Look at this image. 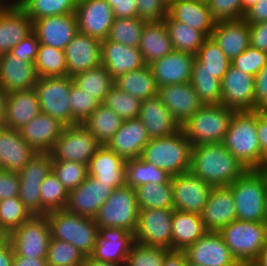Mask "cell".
Listing matches in <instances>:
<instances>
[{
  "label": "cell",
  "mask_w": 267,
  "mask_h": 266,
  "mask_svg": "<svg viewBox=\"0 0 267 266\" xmlns=\"http://www.w3.org/2000/svg\"><path fill=\"white\" fill-rule=\"evenodd\" d=\"M63 51L70 77L101 65V40L98 38L78 32Z\"/></svg>",
  "instance_id": "obj_20"
},
{
  "label": "cell",
  "mask_w": 267,
  "mask_h": 266,
  "mask_svg": "<svg viewBox=\"0 0 267 266\" xmlns=\"http://www.w3.org/2000/svg\"><path fill=\"white\" fill-rule=\"evenodd\" d=\"M186 266H200V265H196V264H193V263L187 261Z\"/></svg>",
  "instance_id": "obj_79"
},
{
  "label": "cell",
  "mask_w": 267,
  "mask_h": 266,
  "mask_svg": "<svg viewBox=\"0 0 267 266\" xmlns=\"http://www.w3.org/2000/svg\"><path fill=\"white\" fill-rule=\"evenodd\" d=\"M78 32L107 39L114 22V13L106 0H78L75 11Z\"/></svg>",
  "instance_id": "obj_15"
},
{
  "label": "cell",
  "mask_w": 267,
  "mask_h": 266,
  "mask_svg": "<svg viewBox=\"0 0 267 266\" xmlns=\"http://www.w3.org/2000/svg\"><path fill=\"white\" fill-rule=\"evenodd\" d=\"M138 48L145 65L170 54L174 49L165 22H146Z\"/></svg>",
  "instance_id": "obj_35"
},
{
  "label": "cell",
  "mask_w": 267,
  "mask_h": 266,
  "mask_svg": "<svg viewBox=\"0 0 267 266\" xmlns=\"http://www.w3.org/2000/svg\"><path fill=\"white\" fill-rule=\"evenodd\" d=\"M65 127L59 120L40 112L19 129L22 138L37 152H50Z\"/></svg>",
  "instance_id": "obj_31"
},
{
  "label": "cell",
  "mask_w": 267,
  "mask_h": 266,
  "mask_svg": "<svg viewBox=\"0 0 267 266\" xmlns=\"http://www.w3.org/2000/svg\"><path fill=\"white\" fill-rule=\"evenodd\" d=\"M168 15L175 21L188 24L210 37L216 21L207 2L197 0H170Z\"/></svg>",
  "instance_id": "obj_33"
},
{
  "label": "cell",
  "mask_w": 267,
  "mask_h": 266,
  "mask_svg": "<svg viewBox=\"0 0 267 266\" xmlns=\"http://www.w3.org/2000/svg\"><path fill=\"white\" fill-rule=\"evenodd\" d=\"M5 8H7V7L0 0V11L4 10Z\"/></svg>",
  "instance_id": "obj_78"
},
{
  "label": "cell",
  "mask_w": 267,
  "mask_h": 266,
  "mask_svg": "<svg viewBox=\"0 0 267 266\" xmlns=\"http://www.w3.org/2000/svg\"><path fill=\"white\" fill-rule=\"evenodd\" d=\"M236 203L237 219L265 222L267 211V178L260 170H247L228 186Z\"/></svg>",
  "instance_id": "obj_3"
},
{
  "label": "cell",
  "mask_w": 267,
  "mask_h": 266,
  "mask_svg": "<svg viewBox=\"0 0 267 266\" xmlns=\"http://www.w3.org/2000/svg\"><path fill=\"white\" fill-rule=\"evenodd\" d=\"M235 110L225 105L204 104L181 125L192 147L200 144L222 143Z\"/></svg>",
  "instance_id": "obj_5"
},
{
  "label": "cell",
  "mask_w": 267,
  "mask_h": 266,
  "mask_svg": "<svg viewBox=\"0 0 267 266\" xmlns=\"http://www.w3.org/2000/svg\"><path fill=\"white\" fill-rule=\"evenodd\" d=\"M184 252L187 261L200 266H235L238 263L219 232L207 231Z\"/></svg>",
  "instance_id": "obj_16"
},
{
  "label": "cell",
  "mask_w": 267,
  "mask_h": 266,
  "mask_svg": "<svg viewBox=\"0 0 267 266\" xmlns=\"http://www.w3.org/2000/svg\"><path fill=\"white\" fill-rule=\"evenodd\" d=\"M253 262L257 266H267V244L260 251L258 257Z\"/></svg>",
  "instance_id": "obj_71"
},
{
  "label": "cell",
  "mask_w": 267,
  "mask_h": 266,
  "mask_svg": "<svg viewBox=\"0 0 267 266\" xmlns=\"http://www.w3.org/2000/svg\"><path fill=\"white\" fill-rule=\"evenodd\" d=\"M231 65L219 45L211 37H207L193 60L192 70H208L214 77L222 80Z\"/></svg>",
  "instance_id": "obj_40"
},
{
  "label": "cell",
  "mask_w": 267,
  "mask_h": 266,
  "mask_svg": "<svg viewBox=\"0 0 267 266\" xmlns=\"http://www.w3.org/2000/svg\"><path fill=\"white\" fill-rule=\"evenodd\" d=\"M257 2H259V0H241L242 8L246 12L248 9H250Z\"/></svg>",
  "instance_id": "obj_74"
},
{
  "label": "cell",
  "mask_w": 267,
  "mask_h": 266,
  "mask_svg": "<svg viewBox=\"0 0 267 266\" xmlns=\"http://www.w3.org/2000/svg\"><path fill=\"white\" fill-rule=\"evenodd\" d=\"M266 64L267 53L252 46L231 61L233 67L254 77Z\"/></svg>",
  "instance_id": "obj_56"
},
{
  "label": "cell",
  "mask_w": 267,
  "mask_h": 266,
  "mask_svg": "<svg viewBox=\"0 0 267 266\" xmlns=\"http://www.w3.org/2000/svg\"><path fill=\"white\" fill-rule=\"evenodd\" d=\"M145 23L140 17L115 18L107 39L138 48Z\"/></svg>",
  "instance_id": "obj_46"
},
{
  "label": "cell",
  "mask_w": 267,
  "mask_h": 266,
  "mask_svg": "<svg viewBox=\"0 0 267 266\" xmlns=\"http://www.w3.org/2000/svg\"><path fill=\"white\" fill-rule=\"evenodd\" d=\"M41 112L35 88L6 95L4 127L19 130Z\"/></svg>",
  "instance_id": "obj_26"
},
{
  "label": "cell",
  "mask_w": 267,
  "mask_h": 266,
  "mask_svg": "<svg viewBox=\"0 0 267 266\" xmlns=\"http://www.w3.org/2000/svg\"><path fill=\"white\" fill-rule=\"evenodd\" d=\"M38 78L34 63L22 61L11 52L0 56V87L6 94L34 88Z\"/></svg>",
  "instance_id": "obj_25"
},
{
  "label": "cell",
  "mask_w": 267,
  "mask_h": 266,
  "mask_svg": "<svg viewBox=\"0 0 267 266\" xmlns=\"http://www.w3.org/2000/svg\"><path fill=\"white\" fill-rule=\"evenodd\" d=\"M83 266H125V264H118L114 262H102L95 260L91 256H86Z\"/></svg>",
  "instance_id": "obj_70"
},
{
  "label": "cell",
  "mask_w": 267,
  "mask_h": 266,
  "mask_svg": "<svg viewBox=\"0 0 267 266\" xmlns=\"http://www.w3.org/2000/svg\"><path fill=\"white\" fill-rule=\"evenodd\" d=\"M157 95L180 125L204 105L190 82L160 86Z\"/></svg>",
  "instance_id": "obj_21"
},
{
  "label": "cell",
  "mask_w": 267,
  "mask_h": 266,
  "mask_svg": "<svg viewBox=\"0 0 267 266\" xmlns=\"http://www.w3.org/2000/svg\"><path fill=\"white\" fill-rule=\"evenodd\" d=\"M190 84L206 105L222 104L221 80L208 70H192Z\"/></svg>",
  "instance_id": "obj_47"
},
{
  "label": "cell",
  "mask_w": 267,
  "mask_h": 266,
  "mask_svg": "<svg viewBox=\"0 0 267 266\" xmlns=\"http://www.w3.org/2000/svg\"><path fill=\"white\" fill-rule=\"evenodd\" d=\"M1 2L7 7H23L26 3V0H1Z\"/></svg>",
  "instance_id": "obj_73"
},
{
  "label": "cell",
  "mask_w": 267,
  "mask_h": 266,
  "mask_svg": "<svg viewBox=\"0 0 267 266\" xmlns=\"http://www.w3.org/2000/svg\"><path fill=\"white\" fill-rule=\"evenodd\" d=\"M52 172L50 152H37L18 172L19 182L43 181Z\"/></svg>",
  "instance_id": "obj_55"
},
{
  "label": "cell",
  "mask_w": 267,
  "mask_h": 266,
  "mask_svg": "<svg viewBox=\"0 0 267 266\" xmlns=\"http://www.w3.org/2000/svg\"><path fill=\"white\" fill-rule=\"evenodd\" d=\"M51 231L46 215H33L8 235L18 256L46 259Z\"/></svg>",
  "instance_id": "obj_11"
},
{
  "label": "cell",
  "mask_w": 267,
  "mask_h": 266,
  "mask_svg": "<svg viewBox=\"0 0 267 266\" xmlns=\"http://www.w3.org/2000/svg\"><path fill=\"white\" fill-rule=\"evenodd\" d=\"M51 238L75 246L85 256H91L98 237V225L93 218L73 214L66 209L46 213Z\"/></svg>",
  "instance_id": "obj_4"
},
{
  "label": "cell",
  "mask_w": 267,
  "mask_h": 266,
  "mask_svg": "<svg viewBox=\"0 0 267 266\" xmlns=\"http://www.w3.org/2000/svg\"><path fill=\"white\" fill-rule=\"evenodd\" d=\"M173 209H141L134 233L135 241L146 246L172 250Z\"/></svg>",
  "instance_id": "obj_12"
},
{
  "label": "cell",
  "mask_w": 267,
  "mask_h": 266,
  "mask_svg": "<svg viewBox=\"0 0 267 266\" xmlns=\"http://www.w3.org/2000/svg\"><path fill=\"white\" fill-rule=\"evenodd\" d=\"M69 100L72 110V126L83 124L91 113L101 104L90 94L72 84L69 94Z\"/></svg>",
  "instance_id": "obj_54"
},
{
  "label": "cell",
  "mask_w": 267,
  "mask_h": 266,
  "mask_svg": "<svg viewBox=\"0 0 267 266\" xmlns=\"http://www.w3.org/2000/svg\"><path fill=\"white\" fill-rule=\"evenodd\" d=\"M39 45L38 38L32 31L27 37L16 44L10 52L22 61L34 63Z\"/></svg>",
  "instance_id": "obj_60"
},
{
  "label": "cell",
  "mask_w": 267,
  "mask_h": 266,
  "mask_svg": "<svg viewBox=\"0 0 267 266\" xmlns=\"http://www.w3.org/2000/svg\"><path fill=\"white\" fill-rule=\"evenodd\" d=\"M172 176L165 170L142 158L129 159L125 163L126 185L136 188L148 183H171Z\"/></svg>",
  "instance_id": "obj_38"
},
{
  "label": "cell",
  "mask_w": 267,
  "mask_h": 266,
  "mask_svg": "<svg viewBox=\"0 0 267 266\" xmlns=\"http://www.w3.org/2000/svg\"><path fill=\"white\" fill-rule=\"evenodd\" d=\"M169 249L159 246H146L134 242L126 258L125 266H163Z\"/></svg>",
  "instance_id": "obj_52"
},
{
  "label": "cell",
  "mask_w": 267,
  "mask_h": 266,
  "mask_svg": "<svg viewBox=\"0 0 267 266\" xmlns=\"http://www.w3.org/2000/svg\"><path fill=\"white\" fill-rule=\"evenodd\" d=\"M264 174H267V157L265 159V163L263 167L260 169Z\"/></svg>",
  "instance_id": "obj_77"
},
{
  "label": "cell",
  "mask_w": 267,
  "mask_h": 266,
  "mask_svg": "<svg viewBox=\"0 0 267 266\" xmlns=\"http://www.w3.org/2000/svg\"><path fill=\"white\" fill-rule=\"evenodd\" d=\"M138 119L147 129L150 139L171 136L181 129L158 95L142 100Z\"/></svg>",
  "instance_id": "obj_27"
},
{
  "label": "cell",
  "mask_w": 267,
  "mask_h": 266,
  "mask_svg": "<svg viewBox=\"0 0 267 266\" xmlns=\"http://www.w3.org/2000/svg\"><path fill=\"white\" fill-rule=\"evenodd\" d=\"M32 216L19 197L0 201V230L7 236Z\"/></svg>",
  "instance_id": "obj_50"
},
{
  "label": "cell",
  "mask_w": 267,
  "mask_h": 266,
  "mask_svg": "<svg viewBox=\"0 0 267 266\" xmlns=\"http://www.w3.org/2000/svg\"><path fill=\"white\" fill-rule=\"evenodd\" d=\"M122 122L121 117L112 109L100 104L82 125L101 145H106L119 130Z\"/></svg>",
  "instance_id": "obj_39"
},
{
  "label": "cell",
  "mask_w": 267,
  "mask_h": 266,
  "mask_svg": "<svg viewBox=\"0 0 267 266\" xmlns=\"http://www.w3.org/2000/svg\"><path fill=\"white\" fill-rule=\"evenodd\" d=\"M222 144L248 170L261 169L266 156L257 135V110L235 111Z\"/></svg>",
  "instance_id": "obj_2"
},
{
  "label": "cell",
  "mask_w": 267,
  "mask_h": 266,
  "mask_svg": "<svg viewBox=\"0 0 267 266\" xmlns=\"http://www.w3.org/2000/svg\"><path fill=\"white\" fill-rule=\"evenodd\" d=\"M114 85L141 101L158 94V85L149 65L119 75L114 79Z\"/></svg>",
  "instance_id": "obj_37"
},
{
  "label": "cell",
  "mask_w": 267,
  "mask_h": 266,
  "mask_svg": "<svg viewBox=\"0 0 267 266\" xmlns=\"http://www.w3.org/2000/svg\"><path fill=\"white\" fill-rule=\"evenodd\" d=\"M52 172L68 192L77 188L88 176L87 164L68 161H52Z\"/></svg>",
  "instance_id": "obj_53"
},
{
  "label": "cell",
  "mask_w": 267,
  "mask_h": 266,
  "mask_svg": "<svg viewBox=\"0 0 267 266\" xmlns=\"http://www.w3.org/2000/svg\"><path fill=\"white\" fill-rule=\"evenodd\" d=\"M255 110H267V64L255 76Z\"/></svg>",
  "instance_id": "obj_62"
},
{
  "label": "cell",
  "mask_w": 267,
  "mask_h": 266,
  "mask_svg": "<svg viewBox=\"0 0 267 266\" xmlns=\"http://www.w3.org/2000/svg\"><path fill=\"white\" fill-rule=\"evenodd\" d=\"M12 266H48L46 259L18 256L14 253Z\"/></svg>",
  "instance_id": "obj_69"
},
{
  "label": "cell",
  "mask_w": 267,
  "mask_h": 266,
  "mask_svg": "<svg viewBox=\"0 0 267 266\" xmlns=\"http://www.w3.org/2000/svg\"><path fill=\"white\" fill-rule=\"evenodd\" d=\"M125 163L124 158L102 145L89 160L88 175L117 189L126 184Z\"/></svg>",
  "instance_id": "obj_32"
},
{
  "label": "cell",
  "mask_w": 267,
  "mask_h": 266,
  "mask_svg": "<svg viewBox=\"0 0 267 266\" xmlns=\"http://www.w3.org/2000/svg\"><path fill=\"white\" fill-rule=\"evenodd\" d=\"M191 151L192 144L180 129L171 136L150 139L140 158L175 176L189 171Z\"/></svg>",
  "instance_id": "obj_6"
},
{
  "label": "cell",
  "mask_w": 267,
  "mask_h": 266,
  "mask_svg": "<svg viewBox=\"0 0 267 266\" xmlns=\"http://www.w3.org/2000/svg\"><path fill=\"white\" fill-rule=\"evenodd\" d=\"M32 29V20L22 7L0 11V56L8 54Z\"/></svg>",
  "instance_id": "obj_34"
},
{
  "label": "cell",
  "mask_w": 267,
  "mask_h": 266,
  "mask_svg": "<svg viewBox=\"0 0 267 266\" xmlns=\"http://www.w3.org/2000/svg\"><path fill=\"white\" fill-rule=\"evenodd\" d=\"M39 78L67 76L64 51L48 45H39L34 62Z\"/></svg>",
  "instance_id": "obj_44"
},
{
  "label": "cell",
  "mask_w": 267,
  "mask_h": 266,
  "mask_svg": "<svg viewBox=\"0 0 267 266\" xmlns=\"http://www.w3.org/2000/svg\"><path fill=\"white\" fill-rule=\"evenodd\" d=\"M222 105L235 111L255 110V77L232 65L221 80Z\"/></svg>",
  "instance_id": "obj_14"
},
{
  "label": "cell",
  "mask_w": 267,
  "mask_h": 266,
  "mask_svg": "<svg viewBox=\"0 0 267 266\" xmlns=\"http://www.w3.org/2000/svg\"><path fill=\"white\" fill-rule=\"evenodd\" d=\"M20 182L18 172L0 170V201L18 197Z\"/></svg>",
  "instance_id": "obj_61"
},
{
  "label": "cell",
  "mask_w": 267,
  "mask_h": 266,
  "mask_svg": "<svg viewBox=\"0 0 267 266\" xmlns=\"http://www.w3.org/2000/svg\"><path fill=\"white\" fill-rule=\"evenodd\" d=\"M41 215L67 207L69 192L60 180L51 172L41 183Z\"/></svg>",
  "instance_id": "obj_45"
},
{
  "label": "cell",
  "mask_w": 267,
  "mask_h": 266,
  "mask_svg": "<svg viewBox=\"0 0 267 266\" xmlns=\"http://www.w3.org/2000/svg\"><path fill=\"white\" fill-rule=\"evenodd\" d=\"M141 100L113 85L102 104L112 109L122 120L139 117Z\"/></svg>",
  "instance_id": "obj_49"
},
{
  "label": "cell",
  "mask_w": 267,
  "mask_h": 266,
  "mask_svg": "<svg viewBox=\"0 0 267 266\" xmlns=\"http://www.w3.org/2000/svg\"><path fill=\"white\" fill-rule=\"evenodd\" d=\"M149 141L147 129L137 118L123 120L119 130L105 146L127 161L140 158Z\"/></svg>",
  "instance_id": "obj_23"
},
{
  "label": "cell",
  "mask_w": 267,
  "mask_h": 266,
  "mask_svg": "<svg viewBox=\"0 0 267 266\" xmlns=\"http://www.w3.org/2000/svg\"><path fill=\"white\" fill-rule=\"evenodd\" d=\"M36 153L19 130L0 127V170L19 172Z\"/></svg>",
  "instance_id": "obj_30"
},
{
  "label": "cell",
  "mask_w": 267,
  "mask_h": 266,
  "mask_svg": "<svg viewBox=\"0 0 267 266\" xmlns=\"http://www.w3.org/2000/svg\"><path fill=\"white\" fill-rule=\"evenodd\" d=\"M207 232L200 214L173 209L172 250L184 251Z\"/></svg>",
  "instance_id": "obj_36"
},
{
  "label": "cell",
  "mask_w": 267,
  "mask_h": 266,
  "mask_svg": "<svg viewBox=\"0 0 267 266\" xmlns=\"http://www.w3.org/2000/svg\"><path fill=\"white\" fill-rule=\"evenodd\" d=\"M76 86L97 99L101 104L110 88L114 85V79L105 69L104 65L86 70L72 77Z\"/></svg>",
  "instance_id": "obj_42"
},
{
  "label": "cell",
  "mask_w": 267,
  "mask_h": 266,
  "mask_svg": "<svg viewBox=\"0 0 267 266\" xmlns=\"http://www.w3.org/2000/svg\"><path fill=\"white\" fill-rule=\"evenodd\" d=\"M173 209L201 214L213 186L190 171L172 176Z\"/></svg>",
  "instance_id": "obj_13"
},
{
  "label": "cell",
  "mask_w": 267,
  "mask_h": 266,
  "mask_svg": "<svg viewBox=\"0 0 267 266\" xmlns=\"http://www.w3.org/2000/svg\"><path fill=\"white\" fill-rule=\"evenodd\" d=\"M134 242V233L124 228L98 227V237L91 257L102 262L125 264Z\"/></svg>",
  "instance_id": "obj_18"
},
{
  "label": "cell",
  "mask_w": 267,
  "mask_h": 266,
  "mask_svg": "<svg viewBox=\"0 0 267 266\" xmlns=\"http://www.w3.org/2000/svg\"><path fill=\"white\" fill-rule=\"evenodd\" d=\"M41 183L42 181L20 182L18 197L33 215H41Z\"/></svg>",
  "instance_id": "obj_59"
},
{
  "label": "cell",
  "mask_w": 267,
  "mask_h": 266,
  "mask_svg": "<svg viewBox=\"0 0 267 266\" xmlns=\"http://www.w3.org/2000/svg\"><path fill=\"white\" fill-rule=\"evenodd\" d=\"M102 145L82 125L65 126L53 149L50 151L52 161L89 163L95 152Z\"/></svg>",
  "instance_id": "obj_10"
},
{
  "label": "cell",
  "mask_w": 267,
  "mask_h": 266,
  "mask_svg": "<svg viewBox=\"0 0 267 266\" xmlns=\"http://www.w3.org/2000/svg\"><path fill=\"white\" fill-rule=\"evenodd\" d=\"M113 191L109 184L98 182L88 175L77 188L69 192L66 210L79 216L94 218Z\"/></svg>",
  "instance_id": "obj_17"
},
{
  "label": "cell",
  "mask_w": 267,
  "mask_h": 266,
  "mask_svg": "<svg viewBox=\"0 0 267 266\" xmlns=\"http://www.w3.org/2000/svg\"><path fill=\"white\" fill-rule=\"evenodd\" d=\"M235 266H257L253 261L238 262Z\"/></svg>",
  "instance_id": "obj_75"
},
{
  "label": "cell",
  "mask_w": 267,
  "mask_h": 266,
  "mask_svg": "<svg viewBox=\"0 0 267 266\" xmlns=\"http://www.w3.org/2000/svg\"><path fill=\"white\" fill-rule=\"evenodd\" d=\"M85 257L70 243L55 238L49 241L46 256L48 266H83Z\"/></svg>",
  "instance_id": "obj_51"
},
{
  "label": "cell",
  "mask_w": 267,
  "mask_h": 266,
  "mask_svg": "<svg viewBox=\"0 0 267 266\" xmlns=\"http://www.w3.org/2000/svg\"><path fill=\"white\" fill-rule=\"evenodd\" d=\"M257 135L261 152L267 157V110H257Z\"/></svg>",
  "instance_id": "obj_66"
},
{
  "label": "cell",
  "mask_w": 267,
  "mask_h": 266,
  "mask_svg": "<svg viewBox=\"0 0 267 266\" xmlns=\"http://www.w3.org/2000/svg\"><path fill=\"white\" fill-rule=\"evenodd\" d=\"M210 37L232 61L250 46V25L244 18L216 22Z\"/></svg>",
  "instance_id": "obj_28"
},
{
  "label": "cell",
  "mask_w": 267,
  "mask_h": 266,
  "mask_svg": "<svg viewBox=\"0 0 267 266\" xmlns=\"http://www.w3.org/2000/svg\"><path fill=\"white\" fill-rule=\"evenodd\" d=\"M207 4L216 22L241 19L246 13L241 0H209Z\"/></svg>",
  "instance_id": "obj_57"
},
{
  "label": "cell",
  "mask_w": 267,
  "mask_h": 266,
  "mask_svg": "<svg viewBox=\"0 0 267 266\" xmlns=\"http://www.w3.org/2000/svg\"><path fill=\"white\" fill-rule=\"evenodd\" d=\"M138 215L135 189L125 184L114 189L93 219L98 227H121L135 233Z\"/></svg>",
  "instance_id": "obj_8"
},
{
  "label": "cell",
  "mask_w": 267,
  "mask_h": 266,
  "mask_svg": "<svg viewBox=\"0 0 267 266\" xmlns=\"http://www.w3.org/2000/svg\"><path fill=\"white\" fill-rule=\"evenodd\" d=\"M112 7L115 18L138 17L136 0H106Z\"/></svg>",
  "instance_id": "obj_63"
},
{
  "label": "cell",
  "mask_w": 267,
  "mask_h": 266,
  "mask_svg": "<svg viewBox=\"0 0 267 266\" xmlns=\"http://www.w3.org/2000/svg\"><path fill=\"white\" fill-rule=\"evenodd\" d=\"M187 258L184 251L169 250L164 257L163 266H186Z\"/></svg>",
  "instance_id": "obj_67"
},
{
  "label": "cell",
  "mask_w": 267,
  "mask_h": 266,
  "mask_svg": "<svg viewBox=\"0 0 267 266\" xmlns=\"http://www.w3.org/2000/svg\"><path fill=\"white\" fill-rule=\"evenodd\" d=\"M250 25V46L267 53V21Z\"/></svg>",
  "instance_id": "obj_64"
},
{
  "label": "cell",
  "mask_w": 267,
  "mask_h": 266,
  "mask_svg": "<svg viewBox=\"0 0 267 266\" xmlns=\"http://www.w3.org/2000/svg\"><path fill=\"white\" fill-rule=\"evenodd\" d=\"M138 17L146 22H161L168 15L169 0H136Z\"/></svg>",
  "instance_id": "obj_58"
},
{
  "label": "cell",
  "mask_w": 267,
  "mask_h": 266,
  "mask_svg": "<svg viewBox=\"0 0 267 266\" xmlns=\"http://www.w3.org/2000/svg\"><path fill=\"white\" fill-rule=\"evenodd\" d=\"M32 29L40 44L61 50H64L78 33L75 13L48 16L34 20Z\"/></svg>",
  "instance_id": "obj_19"
},
{
  "label": "cell",
  "mask_w": 267,
  "mask_h": 266,
  "mask_svg": "<svg viewBox=\"0 0 267 266\" xmlns=\"http://www.w3.org/2000/svg\"><path fill=\"white\" fill-rule=\"evenodd\" d=\"M70 76L38 78L34 86L42 113L72 126V110L69 94L73 84Z\"/></svg>",
  "instance_id": "obj_9"
},
{
  "label": "cell",
  "mask_w": 267,
  "mask_h": 266,
  "mask_svg": "<svg viewBox=\"0 0 267 266\" xmlns=\"http://www.w3.org/2000/svg\"><path fill=\"white\" fill-rule=\"evenodd\" d=\"M6 95V92L0 87V127L3 125L4 122Z\"/></svg>",
  "instance_id": "obj_72"
},
{
  "label": "cell",
  "mask_w": 267,
  "mask_h": 266,
  "mask_svg": "<svg viewBox=\"0 0 267 266\" xmlns=\"http://www.w3.org/2000/svg\"><path fill=\"white\" fill-rule=\"evenodd\" d=\"M265 223H266V225H267V211H266Z\"/></svg>",
  "instance_id": "obj_80"
},
{
  "label": "cell",
  "mask_w": 267,
  "mask_h": 266,
  "mask_svg": "<svg viewBox=\"0 0 267 266\" xmlns=\"http://www.w3.org/2000/svg\"><path fill=\"white\" fill-rule=\"evenodd\" d=\"M101 65L115 79L119 75L145 66L139 48H133L108 39L101 41Z\"/></svg>",
  "instance_id": "obj_29"
},
{
  "label": "cell",
  "mask_w": 267,
  "mask_h": 266,
  "mask_svg": "<svg viewBox=\"0 0 267 266\" xmlns=\"http://www.w3.org/2000/svg\"><path fill=\"white\" fill-rule=\"evenodd\" d=\"M8 239V236L0 230V246Z\"/></svg>",
  "instance_id": "obj_76"
},
{
  "label": "cell",
  "mask_w": 267,
  "mask_h": 266,
  "mask_svg": "<svg viewBox=\"0 0 267 266\" xmlns=\"http://www.w3.org/2000/svg\"><path fill=\"white\" fill-rule=\"evenodd\" d=\"M78 0H26L22 7L32 22L48 16L75 13Z\"/></svg>",
  "instance_id": "obj_48"
},
{
  "label": "cell",
  "mask_w": 267,
  "mask_h": 266,
  "mask_svg": "<svg viewBox=\"0 0 267 266\" xmlns=\"http://www.w3.org/2000/svg\"><path fill=\"white\" fill-rule=\"evenodd\" d=\"M201 219L207 231L219 232L237 219L236 203L228 186L213 187Z\"/></svg>",
  "instance_id": "obj_22"
},
{
  "label": "cell",
  "mask_w": 267,
  "mask_h": 266,
  "mask_svg": "<svg viewBox=\"0 0 267 266\" xmlns=\"http://www.w3.org/2000/svg\"><path fill=\"white\" fill-rule=\"evenodd\" d=\"M247 170L222 143L192 147L189 171L213 187L229 186Z\"/></svg>",
  "instance_id": "obj_1"
},
{
  "label": "cell",
  "mask_w": 267,
  "mask_h": 266,
  "mask_svg": "<svg viewBox=\"0 0 267 266\" xmlns=\"http://www.w3.org/2000/svg\"><path fill=\"white\" fill-rule=\"evenodd\" d=\"M244 19L249 24L262 23L267 21V0H259L245 13Z\"/></svg>",
  "instance_id": "obj_65"
},
{
  "label": "cell",
  "mask_w": 267,
  "mask_h": 266,
  "mask_svg": "<svg viewBox=\"0 0 267 266\" xmlns=\"http://www.w3.org/2000/svg\"><path fill=\"white\" fill-rule=\"evenodd\" d=\"M163 21L167 27L173 49L196 55L207 37L190 25L173 20L169 15Z\"/></svg>",
  "instance_id": "obj_41"
},
{
  "label": "cell",
  "mask_w": 267,
  "mask_h": 266,
  "mask_svg": "<svg viewBox=\"0 0 267 266\" xmlns=\"http://www.w3.org/2000/svg\"><path fill=\"white\" fill-rule=\"evenodd\" d=\"M134 189L139 210L173 209L172 183H148Z\"/></svg>",
  "instance_id": "obj_43"
},
{
  "label": "cell",
  "mask_w": 267,
  "mask_h": 266,
  "mask_svg": "<svg viewBox=\"0 0 267 266\" xmlns=\"http://www.w3.org/2000/svg\"><path fill=\"white\" fill-rule=\"evenodd\" d=\"M14 249L11 242L7 239L0 246V266H12Z\"/></svg>",
  "instance_id": "obj_68"
},
{
  "label": "cell",
  "mask_w": 267,
  "mask_h": 266,
  "mask_svg": "<svg viewBox=\"0 0 267 266\" xmlns=\"http://www.w3.org/2000/svg\"><path fill=\"white\" fill-rule=\"evenodd\" d=\"M219 233L238 262L254 261L267 244L265 222L236 219L224 226Z\"/></svg>",
  "instance_id": "obj_7"
},
{
  "label": "cell",
  "mask_w": 267,
  "mask_h": 266,
  "mask_svg": "<svg viewBox=\"0 0 267 266\" xmlns=\"http://www.w3.org/2000/svg\"><path fill=\"white\" fill-rule=\"evenodd\" d=\"M195 55L173 50L170 54L149 64L158 87L188 83L191 79Z\"/></svg>",
  "instance_id": "obj_24"
}]
</instances>
